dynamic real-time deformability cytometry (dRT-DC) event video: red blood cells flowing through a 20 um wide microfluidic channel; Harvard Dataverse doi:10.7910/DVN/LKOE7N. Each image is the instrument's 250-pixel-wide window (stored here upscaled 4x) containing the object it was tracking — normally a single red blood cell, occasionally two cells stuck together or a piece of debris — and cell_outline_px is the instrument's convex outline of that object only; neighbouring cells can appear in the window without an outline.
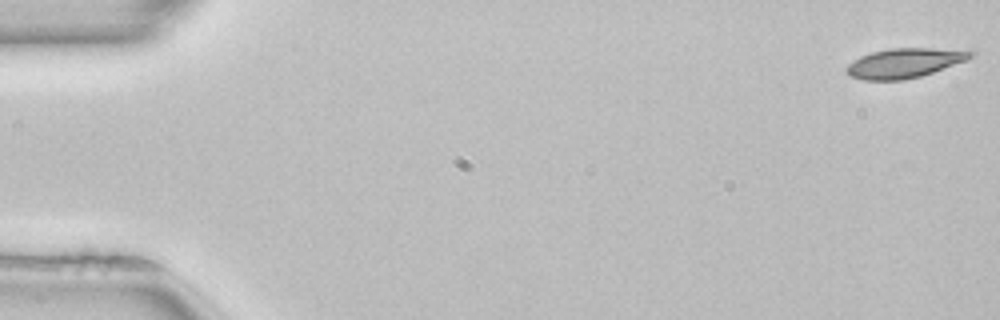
{"species": "common noctule bat (a hibernating species)", "species_latin": "Nyctalus noctula", "temperature_condition": "room temperature", "stored_images_in_passage": 51, "camera_frame_rate_fps": 3000, "um_per_image_px": 0.085, "animal": {"sex": "female", "body_mass_g": 22.7, "forearm_length_mm": 54.2}, "frame": {"image": 1, "passage_image": 1, "time_ms": 0.0, "image_size_px": [1000, 320], "cell_outline_px": [[976, 52], [968, 60], [920, 76], [904, 80], [864, 80], [848, 76], [844, 68], [848, 64], [860, 56], [872, 52], [888, 48], [972, 48]], "centroid_in_image_um": [76.95, 5.33], "position_along_channel_um": 8.1, "area_um2": 21.91}}
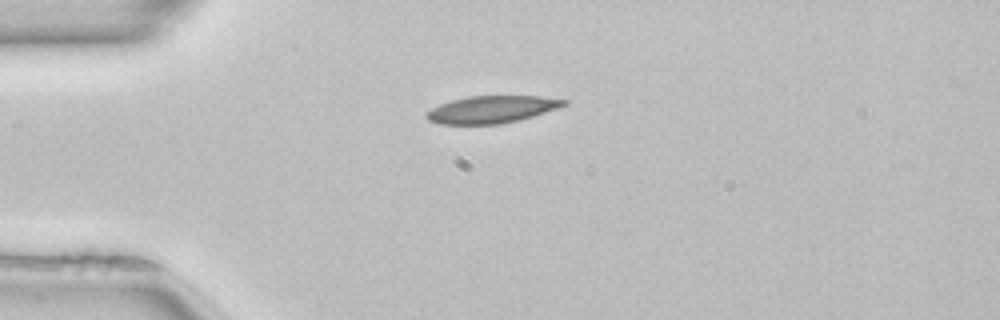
{"frame": {"image": 2, "passage_image": 13, "time_ms": 4.0, "image_size_px": [1000, 320], "cell_outline_px": [[568, 104], [560, 108], [520, 120], [500, 124], [440, 124], [428, 120], [424, 116], [424, 112], [440, 104], [452, 100], [468, 96], [540, 96], [568, 100]], "centroid_in_image_um": [41.81, 9.3], "position_along_channel_um": 43.2, "area_um2": 22.02}}
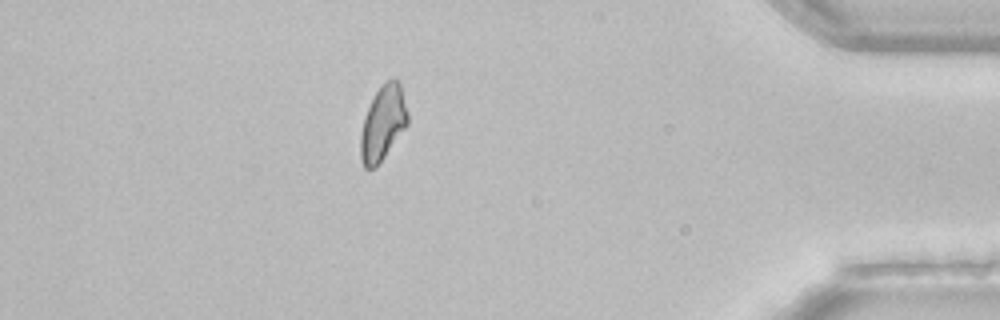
{"frame": {"image": 3, "passage_image": 45, "time_ms": 14.667, "image_size_px": [1000, 320], "cell_outline_px": [[408, 124], [376, 168], [364, 168], [360, 160], [360, 136], [364, 116], [380, 84], [392, 76], [400, 84], [408, 112]], "centroid_in_image_um": [32.54, 10.46], "position_along_channel_um": 402.7, "area_um2": 20.63}, "authors_computed_cell_mechanics": {"area_um2": 21.5594, "velocity_mm_per_s": 4.01, "shape_relaxation_time_tau1_ms": 7.2482, "shape_relaxation_time_tau2_ms": 9.3721, "deformation_change_tau1": 0.147, "deformation_change_tau2": 0.1825}}